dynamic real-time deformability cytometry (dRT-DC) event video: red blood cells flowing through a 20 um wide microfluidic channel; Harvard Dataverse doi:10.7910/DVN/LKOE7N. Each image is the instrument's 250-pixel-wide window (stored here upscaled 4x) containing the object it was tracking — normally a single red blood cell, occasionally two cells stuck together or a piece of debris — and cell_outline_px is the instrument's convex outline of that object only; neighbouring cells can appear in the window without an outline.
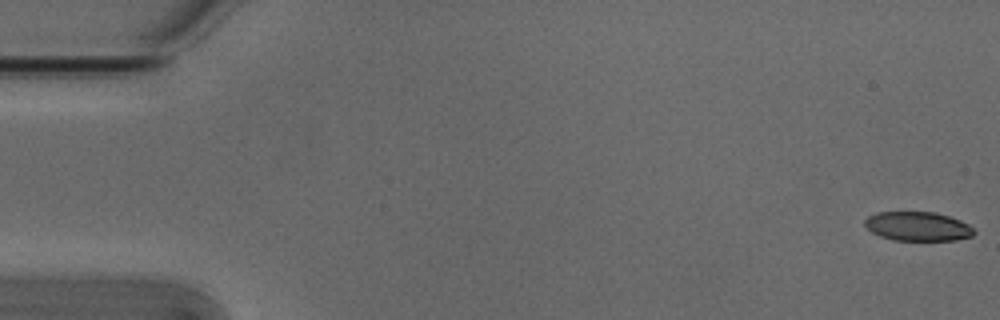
{"species": "Egyptian fruit bat (a non-hibernating species)", "species_latin": "Rousettus aegyptiacus", "temperature_condition": "cold", "stored_images_in_passage": 15, "camera_frame_rate_fps": 3000, "um_per_image_px": 0.085, "animal": {"sex": "male"}, "frame": {"image": 1, "passage_image": 1, "time_ms": 0.0, "image_size_px": [1000, 320], "cell_outline_px": [[976, 232], [972, 236], [956, 240], [892, 240], [880, 236], [872, 232], [864, 224], [864, 220], [868, 216], [876, 212], [936, 212], [960, 220], [968, 224]], "centroid_in_image_um": [78.0, 19.24], "position_along_channel_um": 7.0, "area_um2": 18.55}}